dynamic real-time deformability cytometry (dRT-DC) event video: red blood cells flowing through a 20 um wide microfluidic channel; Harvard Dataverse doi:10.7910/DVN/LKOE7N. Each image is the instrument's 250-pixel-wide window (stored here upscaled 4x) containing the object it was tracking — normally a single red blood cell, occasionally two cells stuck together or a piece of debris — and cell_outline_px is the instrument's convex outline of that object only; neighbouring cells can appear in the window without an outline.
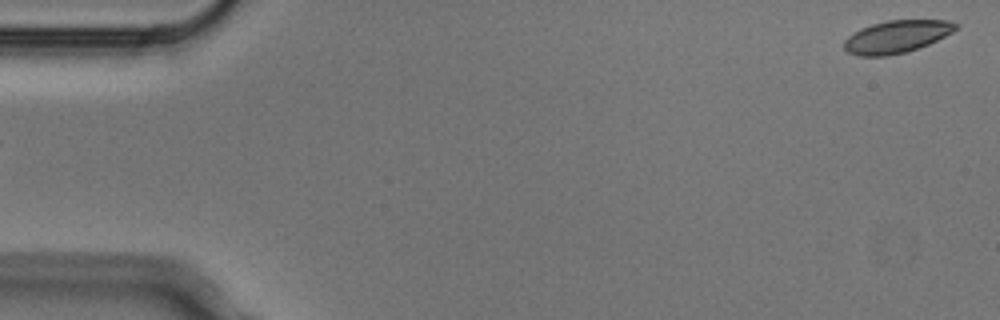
{"species": "Egyptian fruit bat (a non-hibernating species)", "species_latin": "Rousettus aegyptiacus", "temperature_condition": "cold", "stored_images_in_passage": 5, "segment_of_instrument_passage": [2, 2], "camera_frame_rate_fps": 3000, "um_per_image_px": 0.085, "animal": {"sex": "male"}, "frame": {"image": 1, "passage_image": 5, "time_ms": 1.333, "image_size_px": [1000, 320], "cell_outline_px": [[960, 24], [952, 32], [928, 44], [904, 52], [888, 56], [860, 56], [848, 52], [844, 48], [844, 40], [848, 36], [860, 28], [872, 24], [888, 20], [948, 20]], "centroid_in_image_um": [76.19, 3.11], "position_along_channel_um": 8.8, "area_um2": 20.98}}